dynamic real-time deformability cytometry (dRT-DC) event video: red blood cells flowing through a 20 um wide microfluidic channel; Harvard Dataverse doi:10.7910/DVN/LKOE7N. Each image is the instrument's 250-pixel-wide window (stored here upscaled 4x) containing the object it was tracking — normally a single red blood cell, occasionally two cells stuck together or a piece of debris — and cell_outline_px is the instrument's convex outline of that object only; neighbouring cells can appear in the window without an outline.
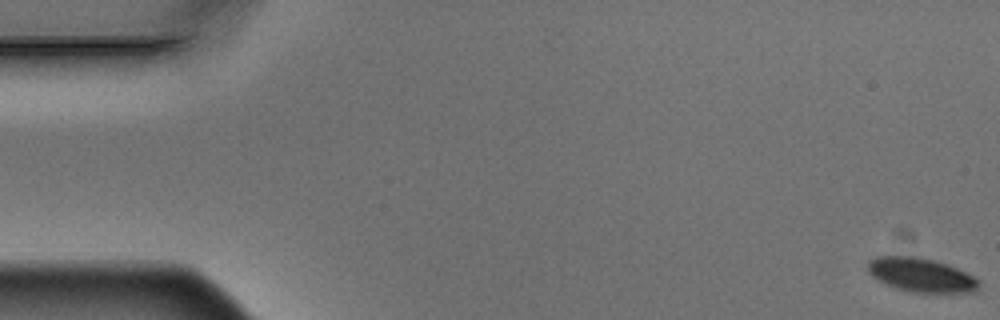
{"species": "Egyptian fruit bat (a non-hibernating species)", "species_latin": "Rousettus aegyptiacus", "temperature_condition": "warm", "stored_images_in_passage": 5, "camera_frame_rate_fps": 3000, "um_per_image_px": 0.085, "animal": {"sex": "male"}, "frame": {"image": 1, "passage_image": 1, "time_ms": 0.0, "image_size_px": [1000, 320], "cell_outline_px": [[980, 284], [976, 292], [912, 292], [896, 288], [872, 276], [868, 272], [868, 260], [876, 256], [916, 256], [948, 264], [980, 280]], "centroid_in_image_um": [78.29, 23.36], "position_along_channel_um": 6.7, "area_um2": 21.79}}
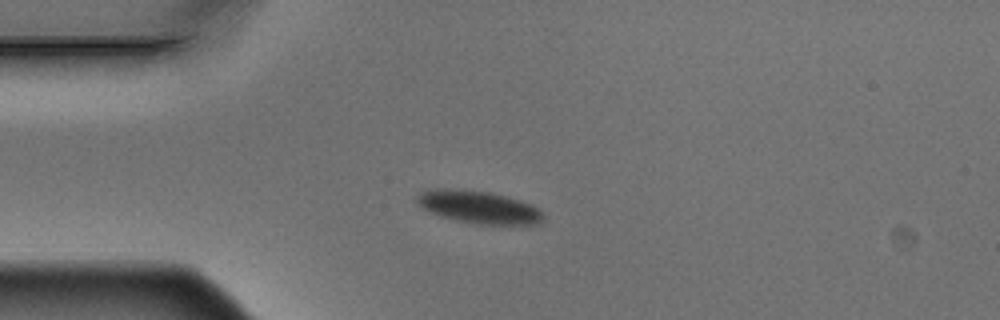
{"frame": {"image": 2, "passage_image": 5, "time_ms": 1.333, "image_size_px": [1000, 320], "cell_outline_px": [[544, 220], [536, 224], [476, 224], [456, 220], [440, 216], [416, 204], [416, 196], [420, 192], [436, 188], [448, 188], [492, 192], [520, 200], [532, 204], [544, 212]], "centroid_in_image_um": [40.7, 17.59], "position_along_channel_um": 44.3, "area_um2": 24.16}}